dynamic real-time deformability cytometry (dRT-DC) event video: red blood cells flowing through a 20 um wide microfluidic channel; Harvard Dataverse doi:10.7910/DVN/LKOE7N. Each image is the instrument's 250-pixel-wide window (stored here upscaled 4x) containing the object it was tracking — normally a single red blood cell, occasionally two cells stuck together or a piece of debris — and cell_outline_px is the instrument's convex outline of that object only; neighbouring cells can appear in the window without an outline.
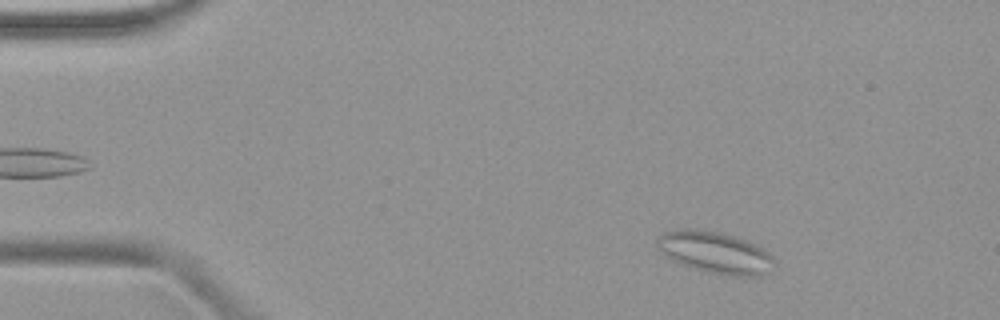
{"species": "common noctule bat (a hibernating species)", "species_latin": "Nyctalus noctula", "temperature_condition": "warm", "stored_images_in_passage": 46, "camera_frame_rate_fps": 3000, "um_per_image_px": 0.085, "animal": {"sex": "female", "body_mass_g": 19.9}, "frame": {"image": 1, "passage_image": 4, "time_ms": 1.0, "image_size_px": [1000, 320], "cell_outline_px": [[776, 268], [756, 276], [732, 276], [692, 268], [680, 264], [656, 248], [656, 240], [664, 232], [684, 228], [692, 228], [724, 232], [736, 236], [764, 248], [776, 260]], "centroid_in_image_um": [60.82, 21.44], "position_along_channel_um": 24.2, "area_um2": 28.73}}
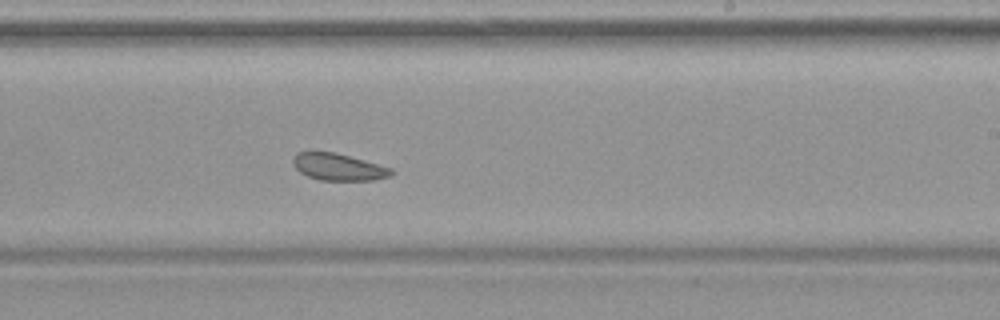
{"frame": {"image": 2, "passage_image": 27, "time_ms": 8.667, "image_size_px": [1000, 320], "cell_outline_px": [[392, 172], [388, 176], [372, 180], [320, 180], [308, 176], [300, 172], [292, 164], [292, 160], [296, 152], [336, 152], [392, 168]], "centroid_in_image_um": [28.72, 14.18], "position_along_channel_um": 260.3, "area_um2": 15.26}}
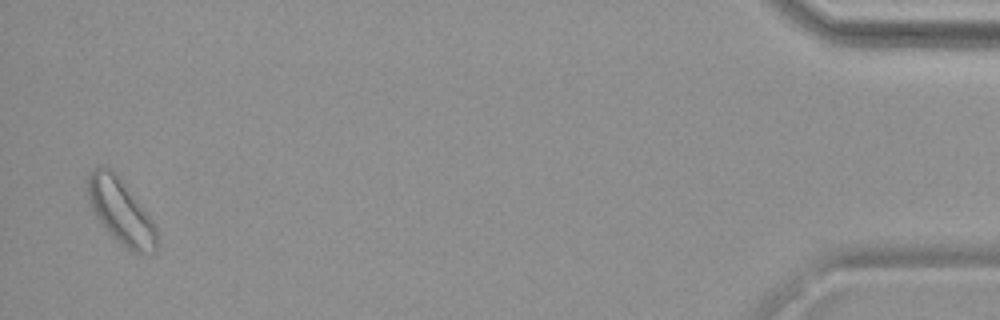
{"frame": {"image": 3, "passage_image": 45, "time_ms": 14.667, "image_size_px": [1000, 320], "cell_outline_px": [[156, 248], [152, 252], [132, 252], [112, 236], [96, 216], [92, 208], [88, 196], [84, 180], [88, 172], [92, 168], [100, 164], [112, 168], [116, 172], [152, 220], [156, 228]], "centroid_in_image_um": [10.19, 17.86], "position_along_channel_um": 425.0, "area_um2": 26.07}}